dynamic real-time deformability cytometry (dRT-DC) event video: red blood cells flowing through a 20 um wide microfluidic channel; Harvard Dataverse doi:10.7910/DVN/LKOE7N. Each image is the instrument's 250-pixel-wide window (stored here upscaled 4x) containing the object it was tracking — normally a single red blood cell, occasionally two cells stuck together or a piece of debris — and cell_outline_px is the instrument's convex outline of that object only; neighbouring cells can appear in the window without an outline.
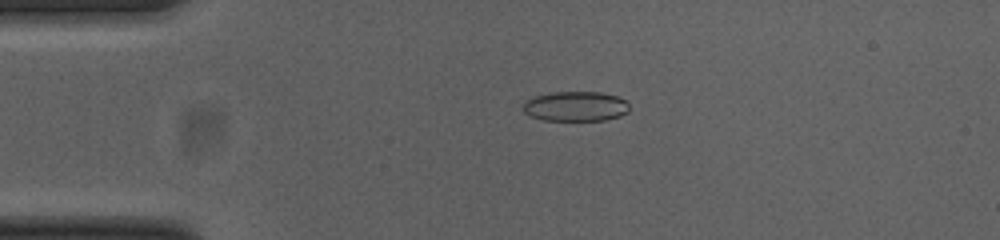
{"species": "common noctule bat (a hibernating species)", "species_latin": "Nyctalus noctula", "temperature_condition": "cold", "stored_images_in_passage": 50, "camera_frame_rate_fps": 3000, "um_per_image_px": 0.085, "animal": {"sex": "female", "body_mass_g": 23.0, "forearm_length_mm": 53.4}, "frame": {"image": 1, "passage_image": 9, "time_ms": 2.667, "image_size_px": [1000, 240], "cell_outline_px": [[628, 112], [620, 116], [604, 120], [544, 120], [532, 116], [524, 112], [520, 108], [524, 100], [548, 92], [600, 92], [616, 96], [624, 100], [628, 104]], "centroid_in_image_um": [48.87, 9.03], "position_along_channel_um": 36.1, "area_um2": 18.55}}
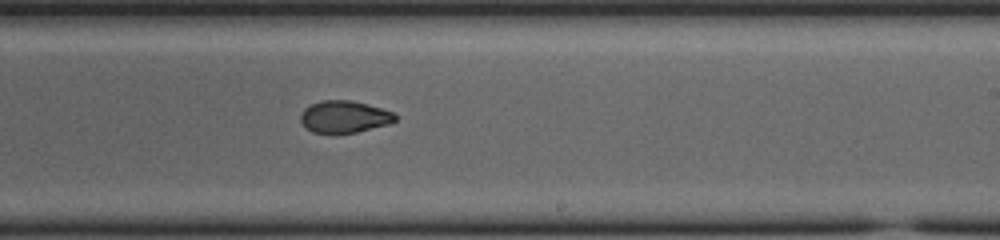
{"frame": {"image": 2, "passage_image": 29, "time_ms": 9.333, "image_size_px": [1000, 240], "cell_outline_px": [[396, 120], [392, 124], [356, 132], [332, 136], [312, 132], [300, 120], [300, 116], [304, 108], [320, 100], [352, 100], [368, 104], [396, 112]], "centroid_in_image_um": [29.3, 9.95], "position_along_channel_um": 259.7, "area_um2": 18.32}}
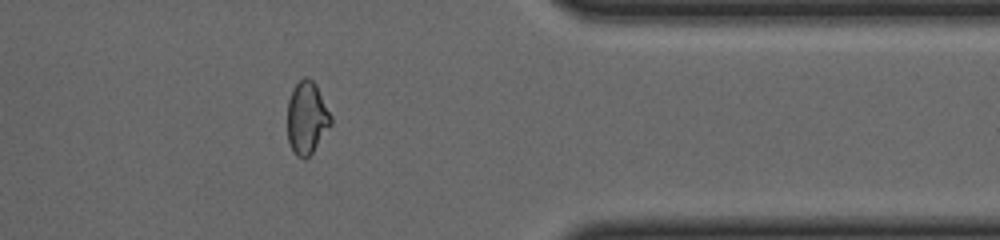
{"frame": {"image": 3, "passage_image": 40, "time_ms": 13.0, "image_size_px": [1000, 240], "cell_outline_px": [[332, 124], [312, 152], [304, 160], [296, 156], [288, 140], [288, 100], [292, 88], [304, 76], [308, 76], [316, 84], [332, 116]], "centroid_in_image_um": [26.09, 9.99], "position_along_channel_um": 385.3, "area_um2": 18.44}, "authors_computed_cell_mechanics": {"area_um2": 18.7561, "velocity_mm_per_s": 3.8743, "shape_relaxation_time_tau1_ms": 7.6028, "shape_relaxation_time_tau2_ms": 2.2802, "deformation_change_tau1": 0.1849, "deformation_change_tau2": 0.0485}}